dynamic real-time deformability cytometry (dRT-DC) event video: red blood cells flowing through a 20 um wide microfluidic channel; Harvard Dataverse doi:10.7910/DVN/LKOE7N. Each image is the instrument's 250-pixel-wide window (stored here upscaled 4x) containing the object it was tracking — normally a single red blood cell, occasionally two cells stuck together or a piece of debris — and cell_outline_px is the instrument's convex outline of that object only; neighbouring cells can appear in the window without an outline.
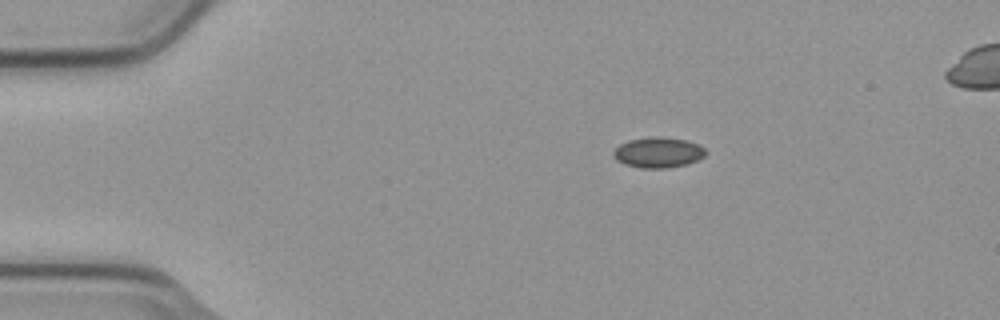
{"species": "common noctule bat (a hibernating species)", "species_latin": "Nyctalus noctula", "temperature_condition": "cold", "stored_images_in_passage": 46, "camera_frame_rate_fps": 3000, "um_per_image_px": 0.085, "animal": {"sex": "male", "body_mass_g": 23.1, "forearm_length_mm": 52.7}, "frame": {"image": 1, "passage_image": 1, "time_ms": 0.0, "image_size_px": [1000, 320], "cell_outline_px": [[704, 156], [688, 164], [664, 168], [640, 168], [624, 164], [616, 160], [612, 156], [612, 152], [620, 144], [628, 140], [652, 136], [660, 136], [688, 140], [700, 144], [704, 148]], "centroid_in_image_um": [55.92, 12.95], "position_along_channel_um": 29.1, "area_um2": 16.53}}
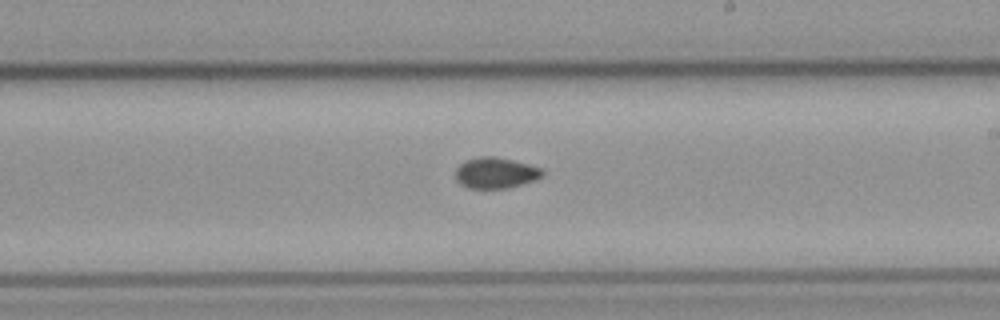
{"frame": {"image": 2, "passage_image": 23, "time_ms": 7.333, "image_size_px": [1000, 320], "cell_outline_px": [[544, 176], [520, 184], [504, 188], [468, 188], [460, 184], [456, 180], [456, 168], [464, 160], [480, 156], [492, 156], [512, 160], [544, 168]], "centroid_in_image_um": [42.11, 14.68], "position_along_channel_um": 246.9, "area_um2": 15.61}}
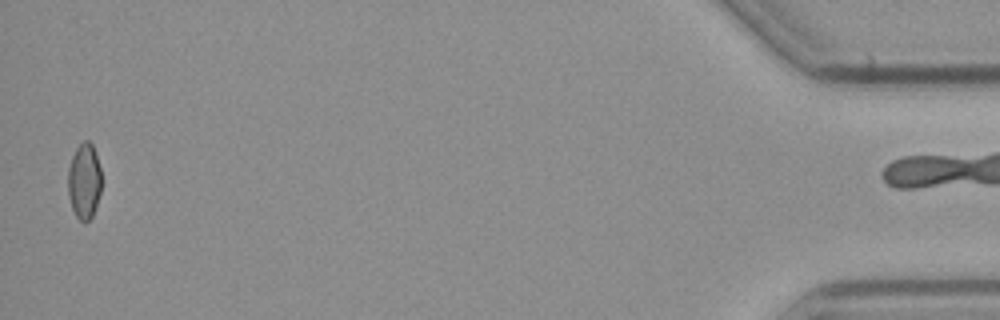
{"frame": {"image": 3, "passage_image": 45, "time_ms": 14.667, "image_size_px": [1000, 320], "cell_outline_px": [[100, 192], [92, 216], [84, 224], [76, 216], [72, 208], [68, 196], [68, 168], [72, 156], [76, 148], [84, 140], [88, 140], [92, 144], [100, 168]], "centroid_in_image_um": [7.14, 15.4], "position_along_channel_um": 428.1, "area_um2": 14.62}, "authors_computed_cell_mechanics": {"area_um2": 15.5482, "velocity_mm_per_s": 3.7678, "shape_relaxation_time_tau1_ms": null, "shape_relaxation_time_tau2_ms": 3.0434, "deformation_change_tau1": null, "deformation_change_tau2": 0.054}}